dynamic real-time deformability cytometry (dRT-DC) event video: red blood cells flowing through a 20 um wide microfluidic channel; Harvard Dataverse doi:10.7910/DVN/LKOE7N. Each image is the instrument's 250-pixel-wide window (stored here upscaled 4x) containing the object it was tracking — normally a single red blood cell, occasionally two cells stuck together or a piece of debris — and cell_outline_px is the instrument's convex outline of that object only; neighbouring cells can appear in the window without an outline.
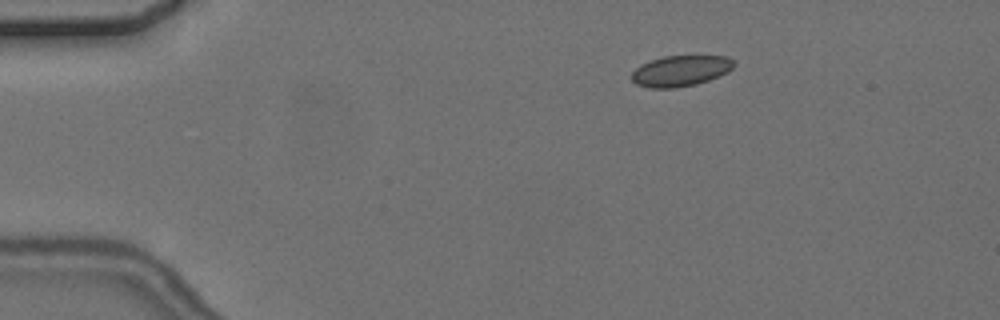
{"species": "common noctule bat (a hibernating species)", "species_latin": "Nyctalus noctula", "temperature_condition": "cold", "stored_images_in_passage": 4, "camera_frame_rate_fps": 3000, "um_per_image_px": 0.085, "animal": {"sex": "female", "body_mass_g": 24.6, "forearm_length_mm": 56.2}, "frame": {"image": 1, "passage_image": 2, "time_ms": 1.0, "image_size_px": [1000, 320], "cell_outline_px": [[736, 64], [728, 72], [720, 76], [696, 84], [676, 88], [648, 88], [636, 84], [632, 80], [632, 72], [640, 64], [664, 56], [728, 56]], "centroid_in_image_um": [57.85, 6.03], "position_along_channel_um": 27.1, "area_um2": 18.44}}